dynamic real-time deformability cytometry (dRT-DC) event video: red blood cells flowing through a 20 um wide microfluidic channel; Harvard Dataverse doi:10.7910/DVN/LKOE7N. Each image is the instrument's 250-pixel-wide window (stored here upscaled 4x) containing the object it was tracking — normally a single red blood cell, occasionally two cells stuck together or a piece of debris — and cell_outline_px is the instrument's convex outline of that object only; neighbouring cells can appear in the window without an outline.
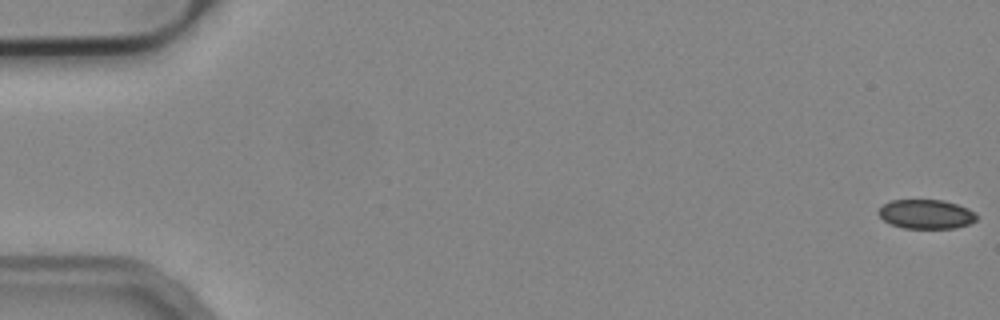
{"species": "common noctule bat (a hibernating species)", "species_latin": "Nyctalus noctula", "temperature_condition": "cold", "stored_images_in_passage": 54, "camera_frame_rate_fps": 3000, "um_per_image_px": 0.085, "animal": {"sex": "male", "body_mass_g": 19.2, "forearm_length_mm": 51.8}, "frame": {"image": 1, "passage_image": 1, "time_ms": 0.0, "image_size_px": [1000, 320], "cell_outline_px": [[976, 220], [968, 224], [956, 228], [904, 228], [892, 224], [884, 220], [876, 212], [884, 204], [892, 200], [944, 200], [968, 208], [976, 212]], "centroid_in_image_um": [78.73, 18.2], "position_along_channel_um": 6.3, "area_um2": 16.65}}
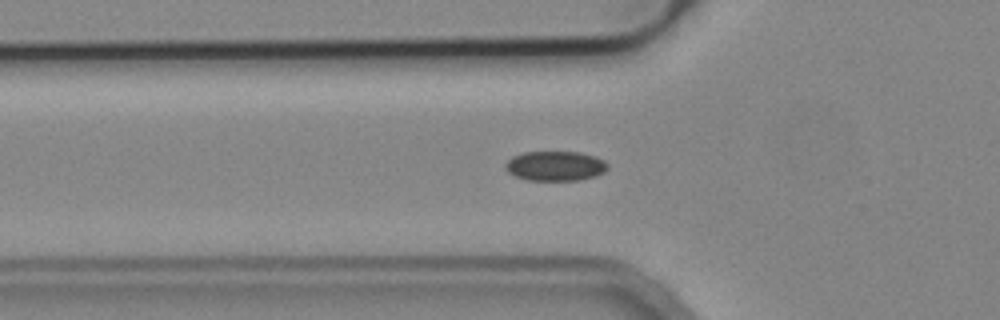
{"frame": {"image": 2, "passage_image": 19, "time_ms": 6.0, "image_size_px": [1000, 320], "cell_outline_px": [[608, 168], [604, 172], [596, 176], [580, 180], [528, 180], [516, 176], [508, 172], [504, 168], [504, 164], [512, 156], [524, 152], [580, 152], [596, 156], [604, 160], [608, 164]], "centroid_in_image_um": [47.21, 14.1], "position_along_channel_um": 78.6, "area_um2": 17.86}}
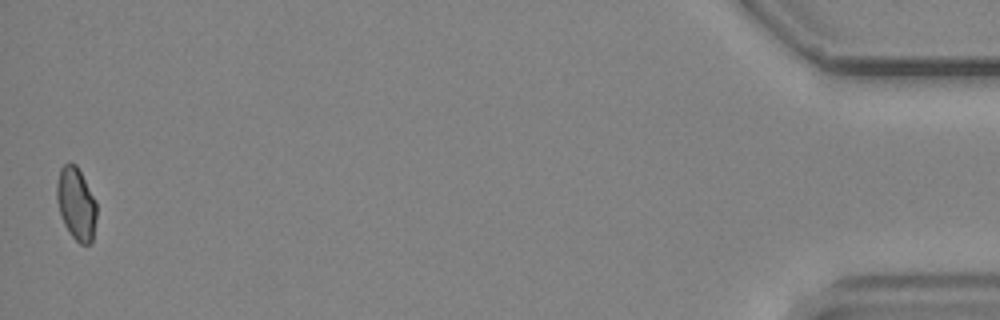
{"frame": {"image": 3, "passage_image": 54, "time_ms": 17.667, "image_size_px": [1000, 320], "cell_outline_px": [[96, 216], [92, 240], [88, 244], [80, 244], [72, 236], [64, 224], [56, 200], [56, 184], [60, 168], [64, 164], [76, 164], [96, 200]], "centroid_in_image_um": [6.46, 17.3], "position_along_channel_um": 428.7, "area_um2": 16.7}, "authors_computed_cell_mechanics": {"area_um2": 17.7157, "velocity_mm_per_s": 3.8171, "shape_relaxation_time_tau1_ms": 4.3904, "shape_relaxation_time_tau2_ms": 5.2693, "deformation_change_tau1": 0.063, "deformation_change_tau2": 0.092}}